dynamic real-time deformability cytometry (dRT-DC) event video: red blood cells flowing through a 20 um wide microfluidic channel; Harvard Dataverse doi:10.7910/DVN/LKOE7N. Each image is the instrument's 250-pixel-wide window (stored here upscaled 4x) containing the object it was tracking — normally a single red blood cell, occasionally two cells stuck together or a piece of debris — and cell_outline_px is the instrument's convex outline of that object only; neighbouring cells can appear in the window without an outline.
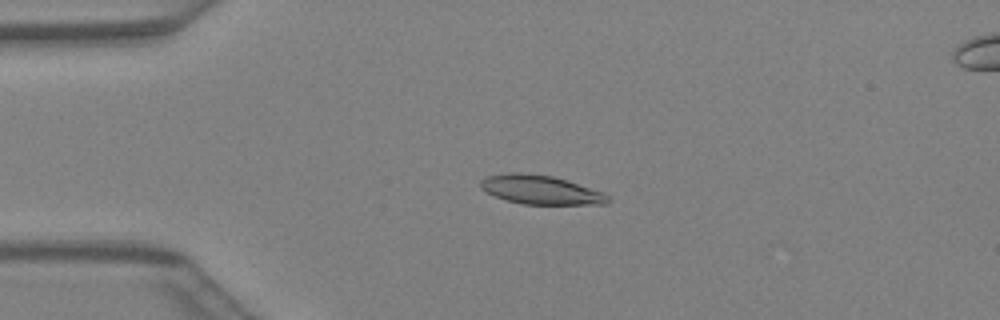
{"species": "Egyptian fruit bat (a non-hibernating species)", "species_latin": "Rousettus aegyptiacus", "temperature_condition": "warm", "stored_images_in_passage": 43, "camera_frame_rate_fps": 3000, "um_per_image_px": 0.085, "animal": {"sex": "female"}, "frame": {"image": 1, "passage_image": 11, "time_ms": 3.333, "image_size_px": [1000, 320], "cell_outline_px": [[612, 200], [608, 204], [524, 204], [504, 200], [480, 188], [480, 180], [484, 176], [508, 172], [520, 172], [552, 176], [568, 180], [604, 192]], "centroid_in_image_um": [45.96, 16.12], "position_along_channel_um": 39.0, "area_um2": 21.73}}
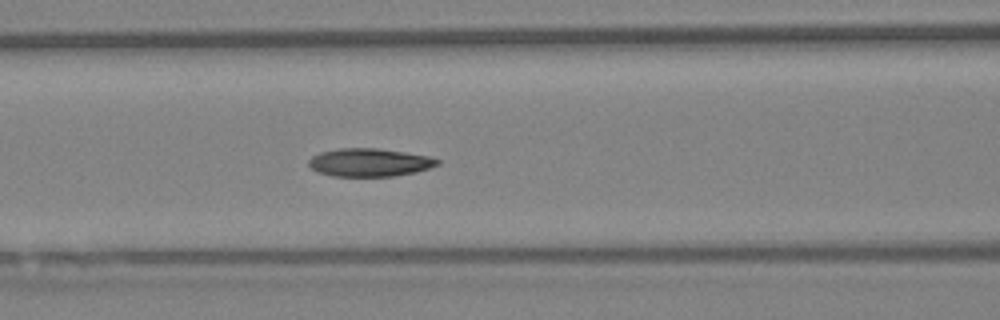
{"frame": {"image": 2, "passage_image": 19, "time_ms": 6.0, "image_size_px": [1000, 320], "cell_outline_px": [[440, 164], [416, 172], [392, 176], [332, 176], [316, 172], [308, 164], [308, 160], [312, 156], [320, 152], [340, 148], [376, 148], [404, 152], [428, 156], [440, 160]], "centroid_in_image_um": [31.38, 13.81], "position_along_channel_um": 135.2, "area_um2": 21.04}}
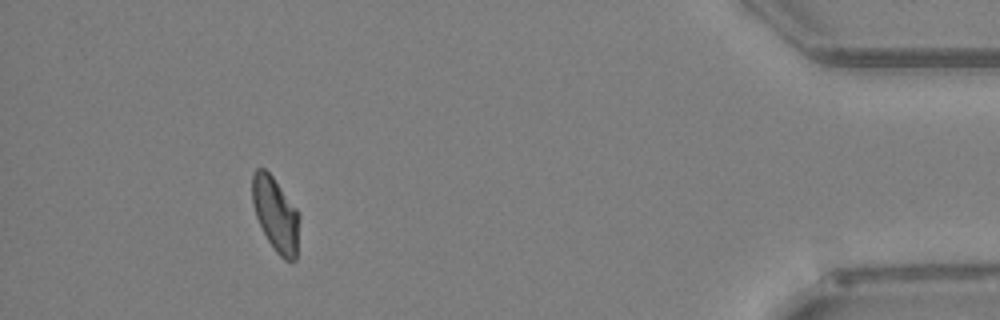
{"frame": {"image": 3, "passage_image": 40, "time_ms": 13.0, "image_size_px": [1000, 320], "cell_outline_px": [[300, 216], [296, 260], [284, 260], [276, 252], [268, 240], [256, 216], [252, 204], [252, 172], [256, 168], [264, 168], [272, 176], [300, 212]], "centroid_in_image_um": [23.44, 18.2], "position_along_channel_um": 411.8, "area_um2": 20.46}}